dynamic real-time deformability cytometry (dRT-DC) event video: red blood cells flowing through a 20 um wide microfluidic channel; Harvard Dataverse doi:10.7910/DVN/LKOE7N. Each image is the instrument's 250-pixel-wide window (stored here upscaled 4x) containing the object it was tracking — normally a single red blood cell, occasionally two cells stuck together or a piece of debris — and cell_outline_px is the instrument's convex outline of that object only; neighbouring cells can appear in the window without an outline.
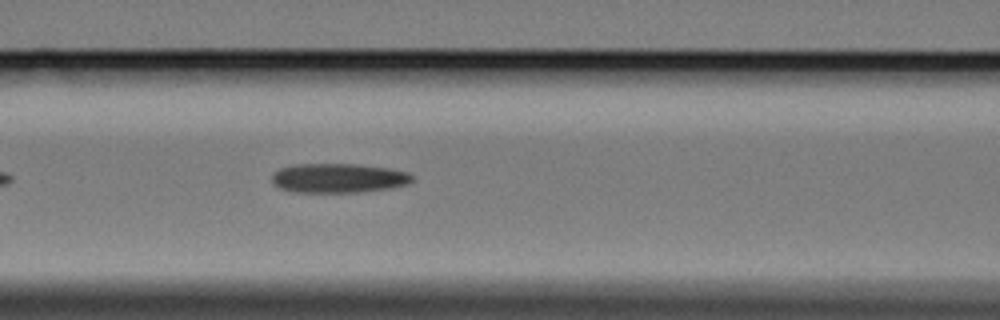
{"species": "Egyptian fruit bat (a non-hibernating species)", "species_latin": "Rousettus aegyptiacus", "temperature_condition": "cold", "stored_images_in_passage": 21, "camera_frame_rate_fps": 3000, "um_per_image_px": 0.085, "animal": {"sex": "female"}, "frame": {"image": 1, "passage_image": 10, "time_ms": 3.0, "image_size_px": [1000, 320], "cell_outline_px": [[416, 180], [408, 184], [388, 188], [360, 192], [292, 192], [276, 188], [272, 184], [272, 172], [280, 168], [296, 164], [356, 164], [392, 168], [408, 172], [416, 176]], "centroid_in_image_um": [28.77, 15.14], "position_along_channel_um": 137.8, "area_um2": 24.51}}
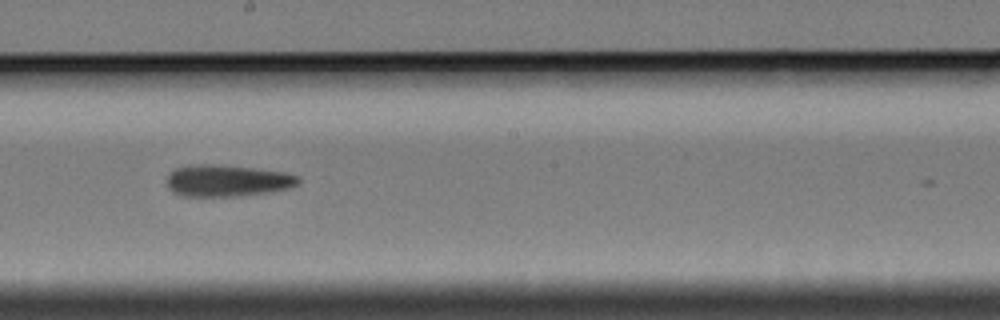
{"frame": {"image": 2, "passage_image": 18, "time_ms": 5.667, "image_size_px": [1000, 320], "cell_outline_px": [[300, 184], [292, 188], [272, 192], [232, 196], [180, 196], [172, 192], [168, 188], [168, 176], [176, 168], [200, 164], [212, 164], [252, 168], [284, 172], [300, 176]], "centroid_in_image_um": [19.37, 15.37], "position_along_channel_um": 228.8, "area_um2": 24.28}}